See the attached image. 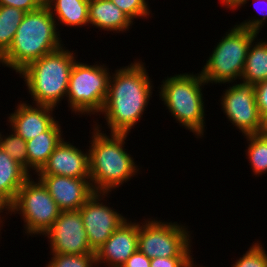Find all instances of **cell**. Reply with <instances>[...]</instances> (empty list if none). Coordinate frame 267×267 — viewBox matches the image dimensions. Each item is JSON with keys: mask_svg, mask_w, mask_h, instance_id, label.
Instances as JSON below:
<instances>
[{"mask_svg": "<svg viewBox=\"0 0 267 267\" xmlns=\"http://www.w3.org/2000/svg\"><path fill=\"white\" fill-rule=\"evenodd\" d=\"M134 61L110 75L107 99L99 115H104L111 133H131L153 94L145 63Z\"/></svg>", "mask_w": 267, "mask_h": 267, "instance_id": "cell-1", "label": "cell"}, {"mask_svg": "<svg viewBox=\"0 0 267 267\" xmlns=\"http://www.w3.org/2000/svg\"><path fill=\"white\" fill-rule=\"evenodd\" d=\"M92 126V140L88 149L90 183L96 193H111L141 169L124 149L128 133L106 135L98 123Z\"/></svg>", "mask_w": 267, "mask_h": 267, "instance_id": "cell-2", "label": "cell"}, {"mask_svg": "<svg viewBox=\"0 0 267 267\" xmlns=\"http://www.w3.org/2000/svg\"><path fill=\"white\" fill-rule=\"evenodd\" d=\"M59 31L46 5L27 12L17 28L11 46L0 57V65L19 73L29 63L65 45L60 40Z\"/></svg>", "mask_w": 267, "mask_h": 267, "instance_id": "cell-3", "label": "cell"}, {"mask_svg": "<svg viewBox=\"0 0 267 267\" xmlns=\"http://www.w3.org/2000/svg\"><path fill=\"white\" fill-rule=\"evenodd\" d=\"M76 58V53L62 46L29 63L18 73L25 79L34 104L58 107L57 104L67 96L69 76Z\"/></svg>", "mask_w": 267, "mask_h": 267, "instance_id": "cell-4", "label": "cell"}, {"mask_svg": "<svg viewBox=\"0 0 267 267\" xmlns=\"http://www.w3.org/2000/svg\"><path fill=\"white\" fill-rule=\"evenodd\" d=\"M207 83L199 73H181L170 76L161 82L159 97L171 116L196 138L204 135L205 105L202 88ZM203 86V87H202Z\"/></svg>", "mask_w": 267, "mask_h": 267, "instance_id": "cell-5", "label": "cell"}, {"mask_svg": "<svg viewBox=\"0 0 267 267\" xmlns=\"http://www.w3.org/2000/svg\"><path fill=\"white\" fill-rule=\"evenodd\" d=\"M232 27L214 46L201 69L200 74L207 84L234 83L242 77L249 46L258 33L238 25Z\"/></svg>", "mask_w": 267, "mask_h": 267, "instance_id": "cell-6", "label": "cell"}, {"mask_svg": "<svg viewBox=\"0 0 267 267\" xmlns=\"http://www.w3.org/2000/svg\"><path fill=\"white\" fill-rule=\"evenodd\" d=\"M109 68L105 64L89 65L75 61L72 66L66 99L76 115H99L108 95Z\"/></svg>", "mask_w": 267, "mask_h": 267, "instance_id": "cell-7", "label": "cell"}, {"mask_svg": "<svg viewBox=\"0 0 267 267\" xmlns=\"http://www.w3.org/2000/svg\"><path fill=\"white\" fill-rule=\"evenodd\" d=\"M9 212L10 216H22L27 237H33L43 235L53 225L61 210L42 181L39 178L34 181L30 175L18 190Z\"/></svg>", "mask_w": 267, "mask_h": 267, "instance_id": "cell-8", "label": "cell"}, {"mask_svg": "<svg viewBox=\"0 0 267 267\" xmlns=\"http://www.w3.org/2000/svg\"><path fill=\"white\" fill-rule=\"evenodd\" d=\"M138 222V250L148 258L193 257L191 231L181 223L157 219Z\"/></svg>", "mask_w": 267, "mask_h": 267, "instance_id": "cell-9", "label": "cell"}, {"mask_svg": "<svg viewBox=\"0 0 267 267\" xmlns=\"http://www.w3.org/2000/svg\"><path fill=\"white\" fill-rule=\"evenodd\" d=\"M223 92L221 109L243 136L264 132L265 121L256 104L254 85L236 81Z\"/></svg>", "mask_w": 267, "mask_h": 267, "instance_id": "cell-10", "label": "cell"}, {"mask_svg": "<svg viewBox=\"0 0 267 267\" xmlns=\"http://www.w3.org/2000/svg\"><path fill=\"white\" fill-rule=\"evenodd\" d=\"M108 195L109 193L95 192L79 209L90 248L95 253L128 220L113 207L103 203Z\"/></svg>", "mask_w": 267, "mask_h": 267, "instance_id": "cell-11", "label": "cell"}, {"mask_svg": "<svg viewBox=\"0 0 267 267\" xmlns=\"http://www.w3.org/2000/svg\"><path fill=\"white\" fill-rule=\"evenodd\" d=\"M44 235L50 239L51 254L95 253L90 248L79 210L61 211Z\"/></svg>", "mask_w": 267, "mask_h": 267, "instance_id": "cell-12", "label": "cell"}, {"mask_svg": "<svg viewBox=\"0 0 267 267\" xmlns=\"http://www.w3.org/2000/svg\"><path fill=\"white\" fill-rule=\"evenodd\" d=\"M61 211H77L95 193L90 178L38 175Z\"/></svg>", "mask_w": 267, "mask_h": 267, "instance_id": "cell-13", "label": "cell"}, {"mask_svg": "<svg viewBox=\"0 0 267 267\" xmlns=\"http://www.w3.org/2000/svg\"><path fill=\"white\" fill-rule=\"evenodd\" d=\"M72 144L74 143H69L63 138L36 175L90 178L89 150L85 153Z\"/></svg>", "mask_w": 267, "mask_h": 267, "instance_id": "cell-14", "label": "cell"}, {"mask_svg": "<svg viewBox=\"0 0 267 267\" xmlns=\"http://www.w3.org/2000/svg\"><path fill=\"white\" fill-rule=\"evenodd\" d=\"M137 250L138 222L127 220L111 234L95 253L96 265L121 267Z\"/></svg>", "mask_w": 267, "mask_h": 267, "instance_id": "cell-15", "label": "cell"}, {"mask_svg": "<svg viewBox=\"0 0 267 267\" xmlns=\"http://www.w3.org/2000/svg\"><path fill=\"white\" fill-rule=\"evenodd\" d=\"M32 105L20 101L15 107V112L10 113L7 120L10 129L25 141L47 131L57 121L53 115L55 108L33 103Z\"/></svg>", "mask_w": 267, "mask_h": 267, "instance_id": "cell-16", "label": "cell"}, {"mask_svg": "<svg viewBox=\"0 0 267 267\" xmlns=\"http://www.w3.org/2000/svg\"><path fill=\"white\" fill-rule=\"evenodd\" d=\"M89 24L113 33L127 32L133 21L110 0H89Z\"/></svg>", "mask_w": 267, "mask_h": 267, "instance_id": "cell-17", "label": "cell"}, {"mask_svg": "<svg viewBox=\"0 0 267 267\" xmlns=\"http://www.w3.org/2000/svg\"><path fill=\"white\" fill-rule=\"evenodd\" d=\"M56 121L47 131L38 134L31 140L26 141L28 153V173H38L47 162L57 145L63 139L61 124ZM32 169V170H31Z\"/></svg>", "mask_w": 267, "mask_h": 267, "instance_id": "cell-18", "label": "cell"}, {"mask_svg": "<svg viewBox=\"0 0 267 267\" xmlns=\"http://www.w3.org/2000/svg\"><path fill=\"white\" fill-rule=\"evenodd\" d=\"M30 174L0 148V198L9 206Z\"/></svg>", "mask_w": 267, "mask_h": 267, "instance_id": "cell-19", "label": "cell"}, {"mask_svg": "<svg viewBox=\"0 0 267 267\" xmlns=\"http://www.w3.org/2000/svg\"><path fill=\"white\" fill-rule=\"evenodd\" d=\"M45 5L50 10L57 26L81 27L82 25H89V0H47Z\"/></svg>", "mask_w": 267, "mask_h": 267, "instance_id": "cell-20", "label": "cell"}, {"mask_svg": "<svg viewBox=\"0 0 267 267\" xmlns=\"http://www.w3.org/2000/svg\"><path fill=\"white\" fill-rule=\"evenodd\" d=\"M255 39L251 42L241 77L242 83L256 85L267 80V41ZM255 44V45H254Z\"/></svg>", "mask_w": 267, "mask_h": 267, "instance_id": "cell-21", "label": "cell"}, {"mask_svg": "<svg viewBox=\"0 0 267 267\" xmlns=\"http://www.w3.org/2000/svg\"><path fill=\"white\" fill-rule=\"evenodd\" d=\"M25 14L26 12L16 7L0 5V57L11 46Z\"/></svg>", "mask_w": 267, "mask_h": 267, "instance_id": "cell-22", "label": "cell"}, {"mask_svg": "<svg viewBox=\"0 0 267 267\" xmlns=\"http://www.w3.org/2000/svg\"><path fill=\"white\" fill-rule=\"evenodd\" d=\"M244 137L248 142L246 158L249 159L250 169L257 177L267 173V133L248 134Z\"/></svg>", "mask_w": 267, "mask_h": 267, "instance_id": "cell-23", "label": "cell"}, {"mask_svg": "<svg viewBox=\"0 0 267 267\" xmlns=\"http://www.w3.org/2000/svg\"><path fill=\"white\" fill-rule=\"evenodd\" d=\"M0 148L28 172L26 141L11 129V134H0Z\"/></svg>", "mask_w": 267, "mask_h": 267, "instance_id": "cell-24", "label": "cell"}, {"mask_svg": "<svg viewBox=\"0 0 267 267\" xmlns=\"http://www.w3.org/2000/svg\"><path fill=\"white\" fill-rule=\"evenodd\" d=\"M50 255L53 257L46 267H97L95 253Z\"/></svg>", "mask_w": 267, "mask_h": 267, "instance_id": "cell-25", "label": "cell"}, {"mask_svg": "<svg viewBox=\"0 0 267 267\" xmlns=\"http://www.w3.org/2000/svg\"><path fill=\"white\" fill-rule=\"evenodd\" d=\"M248 249L231 267H267V252L261 243L253 242Z\"/></svg>", "mask_w": 267, "mask_h": 267, "instance_id": "cell-26", "label": "cell"}, {"mask_svg": "<svg viewBox=\"0 0 267 267\" xmlns=\"http://www.w3.org/2000/svg\"><path fill=\"white\" fill-rule=\"evenodd\" d=\"M248 1L249 0H237L229 9L232 11L237 10V9L241 8L242 6H245V4ZM258 2L263 6L264 5L267 6V0H254L255 5L254 4L253 5H254L255 9L259 12V14H261L260 15L261 17H259V15L258 16L255 15L254 17H251L250 20L246 19L244 22H241L240 24H236V25L243 27V28H246L248 30L254 31V32L259 34L264 23H267L266 22L267 21V10L265 8H264L265 9L264 11L261 10V8L259 9L260 4L258 5Z\"/></svg>", "mask_w": 267, "mask_h": 267, "instance_id": "cell-27", "label": "cell"}, {"mask_svg": "<svg viewBox=\"0 0 267 267\" xmlns=\"http://www.w3.org/2000/svg\"><path fill=\"white\" fill-rule=\"evenodd\" d=\"M119 7L133 22L138 18H149L151 14L147 0H110Z\"/></svg>", "mask_w": 267, "mask_h": 267, "instance_id": "cell-28", "label": "cell"}, {"mask_svg": "<svg viewBox=\"0 0 267 267\" xmlns=\"http://www.w3.org/2000/svg\"><path fill=\"white\" fill-rule=\"evenodd\" d=\"M193 259V257H156L151 259L150 267H188Z\"/></svg>", "mask_w": 267, "mask_h": 267, "instance_id": "cell-29", "label": "cell"}, {"mask_svg": "<svg viewBox=\"0 0 267 267\" xmlns=\"http://www.w3.org/2000/svg\"><path fill=\"white\" fill-rule=\"evenodd\" d=\"M256 104L264 121L267 119V80L254 85Z\"/></svg>", "mask_w": 267, "mask_h": 267, "instance_id": "cell-30", "label": "cell"}, {"mask_svg": "<svg viewBox=\"0 0 267 267\" xmlns=\"http://www.w3.org/2000/svg\"><path fill=\"white\" fill-rule=\"evenodd\" d=\"M1 6H12L24 12H31L45 5L43 0H0Z\"/></svg>", "mask_w": 267, "mask_h": 267, "instance_id": "cell-31", "label": "cell"}, {"mask_svg": "<svg viewBox=\"0 0 267 267\" xmlns=\"http://www.w3.org/2000/svg\"><path fill=\"white\" fill-rule=\"evenodd\" d=\"M151 259L137 250L121 267H150Z\"/></svg>", "mask_w": 267, "mask_h": 267, "instance_id": "cell-32", "label": "cell"}, {"mask_svg": "<svg viewBox=\"0 0 267 267\" xmlns=\"http://www.w3.org/2000/svg\"><path fill=\"white\" fill-rule=\"evenodd\" d=\"M4 211H6V212H4ZM9 211H10V206L2 198H0V227L1 228L4 225L3 221H5L4 217L1 215V213H6L8 215ZM1 216H2V219H1Z\"/></svg>", "mask_w": 267, "mask_h": 267, "instance_id": "cell-33", "label": "cell"}, {"mask_svg": "<svg viewBox=\"0 0 267 267\" xmlns=\"http://www.w3.org/2000/svg\"><path fill=\"white\" fill-rule=\"evenodd\" d=\"M237 0H221L220 2H222V6L225 8H230Z\"/></svg>", "mask_w": 267, "mask_h": 267, "instance_id": "cell-34", "label": "cell"}, {"mask_svg": "<svg viewBox=\"0 0 267 267\" xmlns=\"http://www.w3.org/2000/svg\"><path fill=\"white\" fill-rule=\"evenodd\" d=\"M197 265L194 263V261L188 266V267H196ZM202 267V266H200Z\"/></svg>", "mask_w": 267, "mask_h": 267, "instance_id": "cell-35", "label": "cell"}, {"mask_svg": "<svg viewBox=\"0 0 267 267\" xmlns=\"http://www.w3.org/2000/svg\"><path fill=\"white\" fill-rule=\"evenodd\" d=\"M264 132H267V119L265 120Z\"/></svg>", "mask_w": 267, "mask_h": 267, "instance_id": "cell-36", "label": "cell"}]
</instances>
